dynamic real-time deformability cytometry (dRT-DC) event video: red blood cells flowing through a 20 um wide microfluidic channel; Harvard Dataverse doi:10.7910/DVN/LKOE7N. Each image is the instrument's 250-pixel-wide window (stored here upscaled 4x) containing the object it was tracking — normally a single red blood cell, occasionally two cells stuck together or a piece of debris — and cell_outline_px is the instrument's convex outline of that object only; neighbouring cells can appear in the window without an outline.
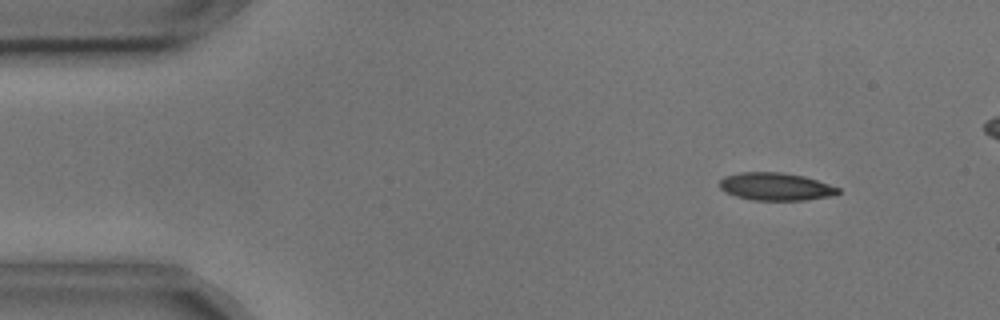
{"species": "common noctule bat (a hibernating species)", "species_latin": "Nyctalus noctula", "temperature_condition": "cold", "stored_images_in_passage": 5, "camera_frame_rate_fps": 3000, "um_per_image_px": 0.085, "animal": {"sex": "male", "body_mass_g": 17.9, "forearm_length_mm": 54.2}, "frame": {"image": 1, "passage_image": 2, "time_ms": 0.333, "image_size_px": [1000, 320], "cell_outline_px": [[840, 192], [836, 196], [804, 200], [752, 200], [736, 196], [724, 192], [720, 188], [720, 180], [724, 176], [740, 172], [784, 172], [804, 176], [840, 188]], "centroid_in_image_um": [65.94, 15.86], "position_along_channel_um": 19.1, "area_um2": 19.31}}